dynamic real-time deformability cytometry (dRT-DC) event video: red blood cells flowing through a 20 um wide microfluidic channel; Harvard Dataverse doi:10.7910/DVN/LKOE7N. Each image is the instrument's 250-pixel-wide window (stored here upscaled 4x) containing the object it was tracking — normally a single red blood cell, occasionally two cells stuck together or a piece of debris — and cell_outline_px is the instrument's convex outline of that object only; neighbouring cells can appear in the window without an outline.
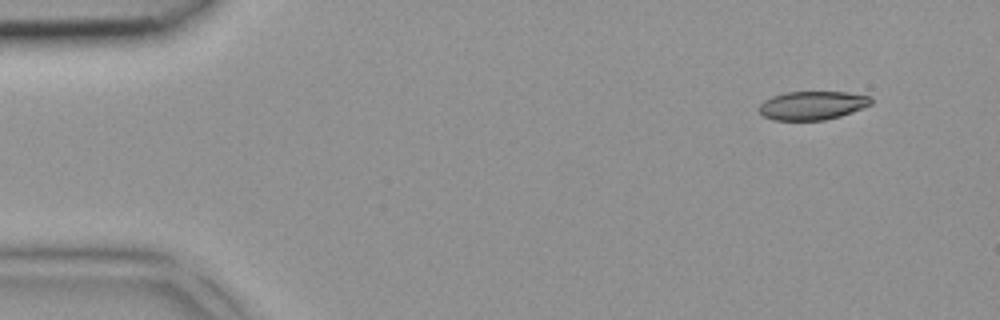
{"species": "common noctule bat (a hibernating species)", "species_latin": "Nyctalus noctula", "temperature_condition": "room temperature", "stored_images_in_passage": 3, "camera_frame_rate_fps": 3000, "um_per_image_px": 0.085, "animal": {"sex": "female", "body_mass_g": 18.4}, "frame": {"image": 1, "passage_image": 1, "time_ms": 0.0, "image_size_px": [1000, 320], "cell_outline_px": [[872, 104], [852, 112], [840, 116], [824, 120], [772, 120], [764, 116], [760, 112], [760, 104], [764, 100], [772, 96], [784, 92], [848, 92], [872, 96]], "centroid_in_image_um": [69.07, 8.95], "position_along_channel_um": 15.9, "area_um2": 18.73}}